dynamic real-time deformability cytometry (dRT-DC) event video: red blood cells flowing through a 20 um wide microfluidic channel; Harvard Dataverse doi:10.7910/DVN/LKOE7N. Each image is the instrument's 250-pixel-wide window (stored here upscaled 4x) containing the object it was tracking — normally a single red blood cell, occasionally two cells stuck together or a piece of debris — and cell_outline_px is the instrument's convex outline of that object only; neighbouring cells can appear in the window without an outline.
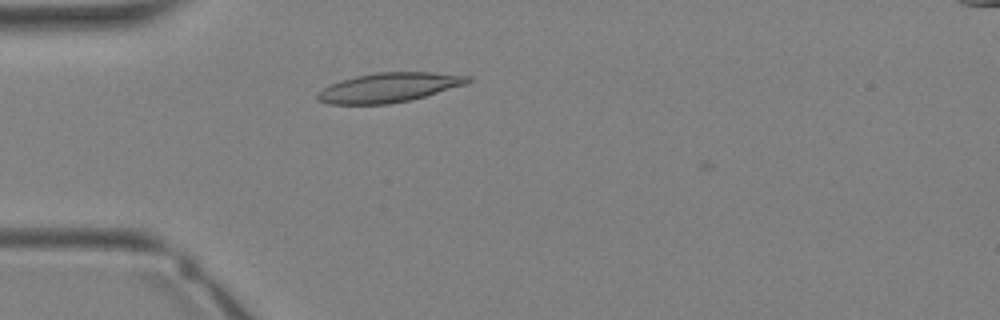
{"species": "Egyptian fruit bat (a non-hibernating species)", "species_latin": "Rousettus aegyptiacus", "temperature_condition": "warm", "stored_images_in_passage": 9, "camera_frame_rate_fps": 3000, "um_per_image_px": 0.085, "animal": {"sex": "female"}, "frame": {"image": 1, "passage_image": 8, "time_ms": 2.333, "image_size_px": [1000, 320], "cell_outline_px": [[472, 80], [468, 84], [412, 100], [388, 104], [328, 104], [320, 100], [316, 96], [316, 92], [340, 80], [356, 76], [376, 72], [432, 72], [472, 76]], "centroid_in_image_um": [33.11, 7.43], "position_along_channel_um": 51.9, "area_um2": 25.95}}